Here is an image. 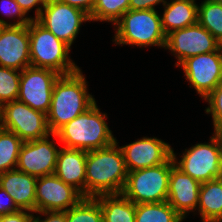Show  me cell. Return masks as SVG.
<instances>
[{
  "mask_svg": "<svg viewBox=\"0 0 222 222\" xmlns=\"http://www.w3.org/2000/svg\"><path fill=\"white\" fill-rule=\"evenodd\" d=\"M118 143L87 151L85 198L122 193L128 171Z\"/></svg>",
  "mask_w": 222,
  "mask_h": 222,
  "instance_id": "cell-1",
  "label": "cell"
},
{
  "mask_svg": "<svg viewBox=\"0 0 222 222\" xmlns=\"http://www.w3.org/2000/svg\"><path fill=\"white\" fill-rule=\"evenodd\" d=\"M81 70L60 75L54 83L51 107L47 114V123L52 134L96 102L94 96L88 92V82Z\"/></svg>",
  "mask_w": 222,
  "mask_h": 222,
  "instance_id": "cell-2",
  "label": "cell"
},
{
  "mask_svg": "<svg viewBox=\"0 0 222 222\" xmlns=\"http://www.w3.org/2000/svg\"><path fill=\"white\" fill-rule=\"evenodd\" d=\"M107 118L95 102L51 136L68 149L91 151L104 148L116 141L105 120Z\"/></svg>",
  "mask_w": 222,
  "mask_h": 222,
  "instance_id": "cell-3",
  "label": "cell"
},
{
  "mask_svg": "<svg viewBox=\"0 0 222 222\" xmlns=\"http://www.w3.org/2000/svg\"><path fill=\"white\" fill-rule=\"evenodd\" d=\"M156 10H128L113 25L115 45L159 46L165 49L166 35Z\"/></svg>",
  "mask_w": 222,
  "mask_h": 222,
  "instance_id": "cell-4",
  "label": "cell"
},
{
  "mask_svg": "<svg viewBox=\"0 0 222 222\" xmlns=\"http://www.w3.org/2000/svg\"><path fill=\"white\" fill-rule=\"evenodd\" d=\"M29 38L32 67L48 68L60 75L71 74L80 69L70 58L71 47L37 20H31L29 23Z\"/></svg>",
  "mask_w": 222,
  "mask_h": 222,
  "instance_id": "cell-5",
  "label": "cell"
},
{
  "mask_svg": "<svg viewBox=\"0 0 222 222\" xmlns=\"http://www.w3.org/2000/svg\"><path fill=\"white\" fill-rule=\"evenodd\" d=\"M209 139V143H197L185 149L179 161L172 150L175 166L200 183L221 178L222 174V133L213 132Z\"/></svg>",
  "mask_w": 222,
  "mask_h": 222,
  "instance_id": "cell-6",
  "label": "cell"
},
{
  "mask_svg": "<svg viewBox=\"0 0 222 222\" xmlns=\"http://www.w3.org/2000/svg\"><path fill=\"white\" fill-rule=\"evenodd\" d=\"M174 165L171 157L161 165L128 172L122 194L135 204L167 201L169 177Z\"/></svg>",
  "mask_w": 222,
  "mask_h": 222,
  "instance_id": "cell-7",
  "label": "cell"
},
{
  "mask_svg": "<svg viewBox=\"0 0 222 222\" xmlns=\"http://www.w3.org/2000/svg\"><path fill=\"white\" fill-rule=\"evenodd\" d=\"M1 127L14 132L23 142L50 136L47 115L14 100L1 106Z\"/></svg>",
  "mask_w": 222,
  "mask_h": 222,
  "instance_id": "cell-8",
  "label": "cell"
},
{
  "mask_svg": "<svg viewBox=\"0 0 222 222\" xmlns=\"http://www.w3.org/2000/svg\"><path fill=\"white\" fill-rule=\"evenodd\" d=\"M37 21L70 47L79 34L82 23L90 18L83 10L59 2L48 0Z\"/></svg>",
  "mask_w": 222,
  "mask_h": 222,
  "instance_id": "cell-9",
  "label": "cell"
},
{
  "mask_svg": "<svg viewBox=\"0 0 222 222\" xmlns=\"http://www.w3.org/2000/svg\"><path fill=\"white\" fill-rule=\"evenodd\" d=\"M60 74L48 68L26 67L21 71L17 100L48 114L54 83Z\"/></svg>",
  "mask_w": 222,
  "mask_h": 222,
  "instance_id": "cell-10",
  "label": "cell"
},
{
  "mask_svg": "<svg viewBox=\"0 0 222 222\" xmlns=\"http://www.w3.org/2000/svg\"><path fill=\"white\" fill-rule=\"evenodd\" d=\"M185 79L205 99L222 83V52L220 49L184 60L180 65Z\"/></svg>",
  "mask_w": 222,
  "mask_h": 222,
  "instance_id": "cell-11",
  "label": "cell"
},
{
  "mask_svg": "<svg viewBox=\"0 0 222 222\" xmlns=\"http://www.w3.org/2000/svg\"><path fill=\"white\" fill-rule=\"evenodd\" d=\"M165 49L171 51L178 60L176 67L186 59L219 49V41L198 22L178 29L166 36Z\"/></svg>",
  "mask_w": 222,
  "mask_h": 222,
  "instance_id": "cell-12",
  "label": "cell"
},
{
  "mask_svg": "<svg viewBox=\"0 0 222 222\" xmlns=\"http://www.w3.org/2000/svg\"><path fill=\"white\" fill-rule=\"evenodd\" d=\"M36 212L66 211L77 205L84 196L55 174L37 178Z\"/></svg>",
  "mask_w": 222,
  "mask_h": 222,
  "instance_id": "cell-13",
  "label": "cell"
},
{
  "mask_svg": "<svg viewBox=\"0 0 222 222\" xmlns=\"http://www.w3.org/2000/svg\"><path fill=\"white\" fill-rule=\"evenodd\" d=\"M49 137L23 142L16 169L36 178L54 174L59 148Z\"/></svg>",
  "mask_w": 222,
  "mask_h": 222,
  "instance_id": "cell-14",
  "label": "cell"
},
{
  "mask_svg": "<svg viewBox=\"0 0 222 222\" xmlns=\"http://www.w3.org/2000/svg\"><path fill=\"white\" fill-rule=\"evenodd\" d=\"M120 148L128 172L161 165L172 157L173 150L162 139L147 136Z\"/></svg>",
  "mask_w": 222,
  "mask_h": 222,
  "instance_id": "cell-15",
  "label": "cell"
},
{
  "mask_svg": "<svg viewBox=\"0 0 222 222\" xmlns=\"http://www.w3.org/2000/svg\"><path fill=\"white\" fill-rule=\"evenodd\" d=\"M28 25H4L0 30V66L22 71L31 66Z\"/></svg>",
  "mask_w": 222,
  "mask_h": 222,
  "instance_id": "cell-16",
  "label": "cell"
},
{
  "mask_svg": "<svg viewBox=\"0 0 222 222\" xmlns=\"http://www.w3.org/2000/svg\"><path fill=\"white\" fill-rule=\"evenodd\" d=\"M200 186V182L174 165L169 177L167 202L185 219L198 207Z\"/></svg>",
  "mask_w": 222,
  "mask_h": 222,
  "instance_id": "cell-17",
  "label": "cell"
},
{
  "mask_svg": "<svg viewBox=\"0 0 222 222\" xmlns=\"http://www.w3.org/2000/svg\"><path fill=\"white\" fill-rule=\"evenodd\" d=\"M37 178L17 169L0 174V187L12 198L20 210L36 212Z\"/></svg>",
  "mask_w": 222,
  "mask_h": 222,
  "instance_id": "cell-18",
  "label": "cell"
},
{
  "mask_svg": "<svg viewBox=\"0 0 222 222\" xmlns=\"http://www.w3.org/2000/svg\"><path fill=\"white\" fill-rule=\"evenodd\" d=\"M87 151L61 147L58 151L54 174L73 186L85 198Z\"/></svg>",
  "mask_w": 222,
  "mask_h": 222,
  "instance_id": "cell-19",
  "label": "cell"
},
{
  "mask_svg": "<svg viewBox=\"0 0 222 222\" xmlns=\"http://www.w3.org/2000/svg\"><path fill=\"white\" fill-rule=\"evenodd\" d=\"M195 0H170L164 5L161 17L163 32H171L197 23L198 4Z\"/></svg>",
  "mask_w": 222,
  "mask_h": 222,
  "instance_id": "cell-20",
  "label": "cell"
},
{
  "mask_svg": "<svg viewBox=\"0 0 222 222\" xmlns=\"http://www.w3.org/2000/svg\"><path fill=\"white\" fill-rule=\"evenodd\" d=\"M197 211L202 222H222V178L201 183Z\"/></svg>",
  "mask_w": 222,
  "mask_h": 222,
  "instance_id": "cell-21",
  "label": "cell"
},
{
  "mask_svg": "<svg viewBox=\"0 0 222 222\" xmlns=\"http://www.w3.org/2000/svg\"><path fill=\"white\" fill-rule=\"evenodd\" d=\"M99 202L104 222H135L136 204L122 193L100 195Z\"/></svg>",
  "mask_w": 222,
  "mask_h": 222,
  "instance_id": "cell-22",
  "label": "cell"
},
{
  "mask_svg": "<svg viewBox=\"0 0 222 222\" xmlns=\"http://www.w3.org/2000/svg\"><path fill=\"white\" fill-rule=\"evenodd\" d=\"M184 218L167 202L136 204L135 222H182Z\"/></svg>",
  "mask_w": 222,
  "mask_h": 222,
  "instance_id": "cell-23",
  "label": "cell"
},
{
  "mask_svg": "<svg viewBox=\"0 0 222 222\" xmlns=\"http://www.w3.org/2000/svg\"><path fill=\"white\" fill-rule=\"evenodd\" d=\"M23 141L14 132L0 129V174L17 167Z\"/></svg>",
  "mask_w": 222,
  "mask_h": 222,
  "instance_id": "cell-24",
  "label": "cell"
},
{
  "mask_svg": "<svg viewBox=\"0 0 222 222\" xmlns=\"http://www.w3.org/2000/svg\"><path fill=\"white\" fill-rule=\"evenodd\" d=\"M197 22L220 41L222 39V4L202 1L198 5Z\"/></svg>",
  "mask_w": 222,
  "mask_h": 222,
  "instance_id": "cell-25",
  "label": "cell"
},
{
  "mask_svg": "<svg viewBox=\"0 0 222 222\" xmlns=\"http://www.w3.org/2000/svg\"><path fill=\"white\" fill-rule=\"evenodd\" d=\"M130 0H95L89 15L91 21L110 22L113 25L129 10Z\"/></svg>",
  "mask_w": 222,
  "mask_h": 222,
  "instance_id": "cell-26",
  "label": "cell"
},
{
  "mask_svg": "<svg viewBox=\"0 0 222 222\" xmlns=\"http://www.w3.org/2000/svg\"><path fill=\"white\" fill-rule=\"evenodd\" d=\"M66 222H104L99 202L95 198H83L66 210Z\"/></svg>",
  "mask_w": 222,
  "mask_h": 222,
  "instance_id": "cell-27",
  "label": "cell"
},
{
  "mask_svg": "<svg viewBox=\"0 0 222 222\" xmlns=\"http://www.w3.org/2000/svg\"><path fill=\"white\" fill-rule=\"evenodd\" d=\"M21 71L0 66V106L17 100Z\"/></svg>",
  "mask_w": 222,
  "mask_h": 222,
  "instance_id": "cell-28",
  "label": "cell"
},
{
  "mask_svg": "<svg viewBox=\"0 0 222 222\" xmlns=\"http://www.w3.org/2000/svg\"><path fill=\"white\" fill-rule=\"evenodd\" d=\"M204 100L208 102L205 113L211 114L214 132L222 133V83Z\"/></svg>",
  "mask_w": 222,
  "mask_h": 222,
  "instance_id": "cell-29",
  "label": "cell"
},
{
  "mask_svg": "<svg viewBox=\"0 0 222 222\" xmlns=\"http://www.w3.org/2000/svg\"><path fill=\"white\" fill-rule=\"evenodd\" d=\"M0 9L1 13L4 14L7 19L12 18V21H14V18H17V21L11 22V25H28L32 20L31 16L26 17L15 0H0Z\"/></svg>",
  "mask_w": 222,
  "mask_h": 222,
  "instance_id": "cell-30",
  "label": "cell"
},
{
  "mask_svg": "<svg viewBox=\"0 0 222 222\" xmlns=\"http://www.w3.org/2000/svg\"><path fill=\"white\" fill-rule=\"evenodd\" d=\"M19 210L20 209L15 204L12 195L8 194L2 187H0V216L11 214Z\"/></svg>",
  "mask_w": 222,
  "mask_h": 222,
  "instance_id": "cell-31",
  "label": "cell"
},
{
  "mask_svg": "<svg viewBox=\"0 0 222 222\" xmlns=\"http://www.w3.org/2000/svg\"><path fill=\"white\" fill-rule=\"evenodd\" d=\"M15 1L19 4L21 10L25 13V15H27V13L30 12V10L36 7L35 8L36 10L34 12L35 16L32 18V20H37L48 0H15Z\"/></svg>",
  "mask_w": 222,
  "mask_h": 222,
  "instance_id": "cell-32",
  "label": "cell"
},
{
  "mask_svg": "<svg viewBox=\"0 0 222 222\" xmlns=\"http://www.w3.org/2000/svg\"><path fill=\"white\" fill-rule=\"evenodd\" d=\"M35 213L40 215H34L33 222H66V211H40ZM41 214L43 217L45 216L44 219H41Z\"/></svg>",
  "mask_w": 222,
  "mask_h": 222,
  "instance_id": "cell-33",
  "label": "cell"
},
{
  "mask_svg": "<svg viewBox=\"0 0 222 222\" xmlns=\"http://www.w3.org/2000/svg\"><path fill=\"white\" fill-rule=\"evenodd\" d=\"M33 212L19 210L17 212L0 216V222H33Z\"/></svg>",
  "mask_w": 222,
  "mask_h": 222,
  "instance_id": "cell-34",
  "label": "cell"
},
{
  "mask_svg": "<svg viewBox=\"0 0 222 222\" xmlns=\"http://www.w3.org/2000/svg\"><path fill=\"white\" fill-rule=\"evenodd\" d=\"M167 3V0H130L129 10H156L155 6Z\"/></svg>",
  "mask_w": 222,
  "mask_h": 222,
  "instance_id": "cell-35",
  "label": "cell"
},
{
  "mask_svg": "<svg viewBox=\"0 0 222 222\" xmlns=\"http://www.w3.org/2000/svg\"><path fill=\"white\" fill-rule=\"evenodd\" d=\"M58 1L64 4H68L70 6L77 7L83 10L88 15L91 14L95 3V0H58Z\"/></svg>",
  "mask_w": 222,
  "mask_h": 222,
  "instance_id": "cell-36",
  "label": "cell"
},
{
  "mask_svg": "<svg viewBox=\"0 0 222 222\" xmlns=\"http://www.w3.org/2000/svg\"><path fill=\"white\" fill-rule=\"evenodd\" d=\"M4 25H11V22H8V20L7 21H5L4 19H0V30L2 29V27L4 26Z\"/></svg>",
  "mask_w": 222,
  "mask_h": 222,
  "instance_id": "cell-37",
  "label": "cell"
},
{
  "mask_svg": "<svg viewBox=\"0 0 222 222\" xmlns=\"http://www.w3.org/2000/svg\"><path fill=\"white\" fill-rule=\"evenodd\" d=\"M207 1H210V2H213V3H221L222 4V0H207Z\"/></svg>",
  "mask_w": 222,
  "mask_h": 222,
  "instance_id": "cell-38",
  "label": "cell"
},
{
  "mask_svg": "<svg viewBox=\"0 0 222 222\" xmlns=\"http://www.w3.org/2000/svg\"><path fill=\"white\" fill-rule=\"evenodd\" d=\"M219 49L222 52V39L219 41Z\"/></svg>",
  "mask_w": 222,
  "mask_h": 222,
  "instance_id": "cell-39",
  "label": "cell"
}]
</instances>
